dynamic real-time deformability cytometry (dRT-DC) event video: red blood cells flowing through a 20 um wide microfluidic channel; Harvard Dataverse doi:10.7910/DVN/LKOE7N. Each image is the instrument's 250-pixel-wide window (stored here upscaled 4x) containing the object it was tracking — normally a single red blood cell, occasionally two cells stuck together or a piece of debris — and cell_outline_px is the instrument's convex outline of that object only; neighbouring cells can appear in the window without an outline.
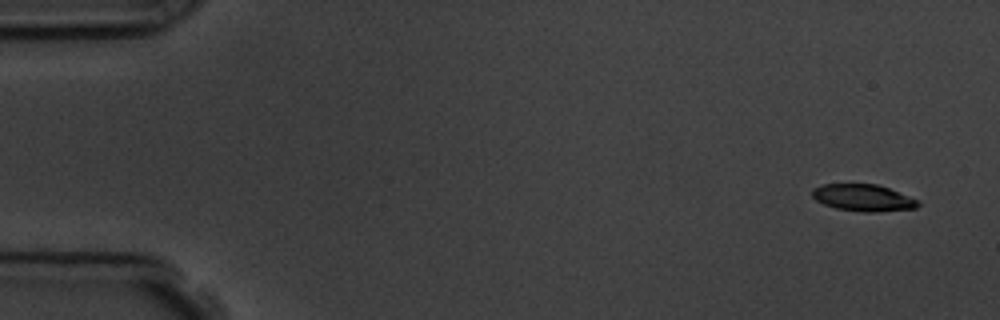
{"species": "common noctule bat (a hibernating species)", "species_latin": "Nyctalus noctula", "temperature_condition": "room temperature", "stored_images_in_passage": 5, "camera_frame_rate_fps": 3000, "um_per_image_px": 0.085, "animal": {"sex": "male", "body_mass_g": 19.5, "forearm_length_mm": 54.6}, "frame": {"image": 1, "passage_image": 1, "time_ms": 0.0, "image_size_px": [1000, 320], "cell_outline_px": [[920, 204], [916, 208], [876, 212], [864, 212], [836, 208], [824, 204], [816, 200], [812, 196], [812, 188], [820, 184], [876, 184], [888, 188], [920, 200]], "centroid_in_image_um": [73.37, 16.8], "position_along_channel_um": 11.6, "area_um2": 16.59}}
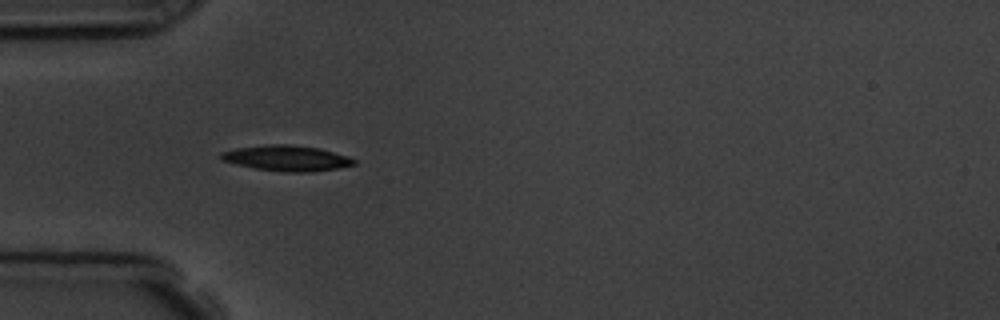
{"frame": {"image": 2, "passage_image": 5, "time_ms": 4.667, "image_size_px": [1000, 320], "cell_outline_px": [[356, 164], [336, 168], [312, 172], [284, 172], [256, 168], [236, 164], [220, 160], [220, 152], [236, 148], [268, 144], [292, 144], [320, 148], [348, 156], [356, 160]], "centroid_in_image_um": [24.37, 13.43], "position_along_channel_um": 60.6, "area_um2": 19.88}}